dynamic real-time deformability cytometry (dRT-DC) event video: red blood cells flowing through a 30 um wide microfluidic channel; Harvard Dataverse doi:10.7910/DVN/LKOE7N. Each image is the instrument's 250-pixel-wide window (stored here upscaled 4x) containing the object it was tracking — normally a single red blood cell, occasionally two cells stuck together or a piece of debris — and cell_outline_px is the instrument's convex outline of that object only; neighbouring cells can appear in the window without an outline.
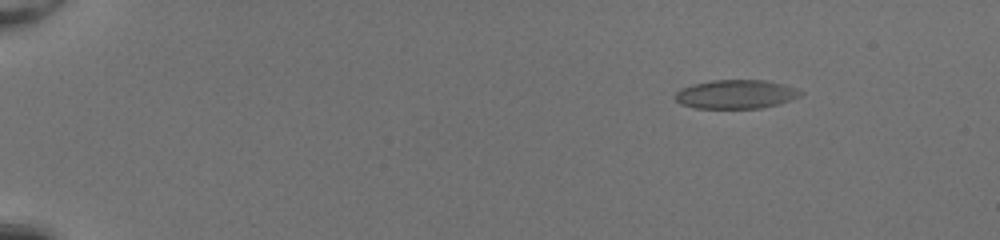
{"species": "common noctule bat (a hibernating species)", "species_latin": "Nyctalus noctula", "temperature_condition": "room temperature", "stored_images_in_passage": 53, "camera_frame_rate_fps": 3000, "um_per_image_px": 0.085, "animal": {"sex": "female", "body_mass_g": 20.0, "forearm_length_mm": 54.0}, "frame": {"image": 1, "passage_image": 8, "time_ms": 2.333, "image_size_px": [1000, 240], "cell_outline_px": [[804, 92], [800, 96], [792, 100], [780, 104], [760, 108], [696, 108], [680, 104], [672, 96], [680, 88], [692, 84], [712, 80], [768, 80], [784, 84], [796, 88]], "centroid_in_image_um": [62.55, 8.01], "position_along_channel_um": 22.4, "area_um2": 21.39}}
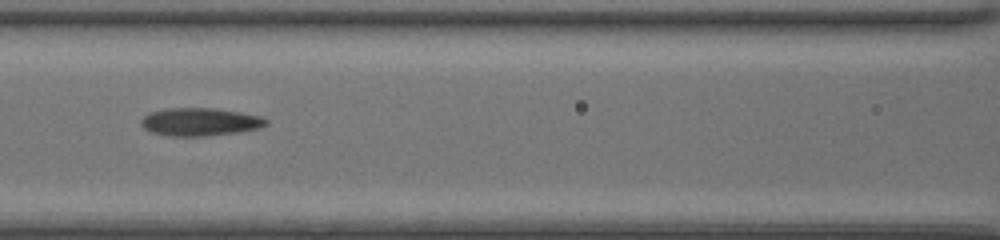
{"frame": {"image": 2, "passage_image": 27, "time_ms": 8.667, "image_size_px": [1000, 240], "cell_outline_px": [[268, 124], [260, 128], [240, 132], [204, 136], [168, 136], [152, 132], [144, 128], [140, 124], [140, 120], [148, 112], [168, 108], [212, 108], [240, 112], [260, 116], [268, 120]], "centroid_in_image_um": [16.99, 10.36], "position_along_channel_um": 149.6, "area_um2": 20.46}}
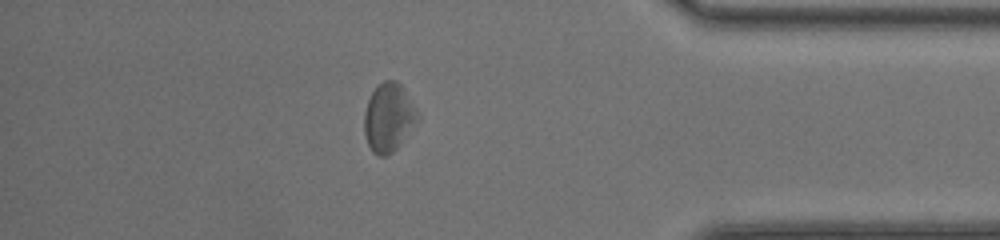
{"frame": {"image": 3, "passage_image": 47, "time_ms": 15.333, "image_size_px": [1000, 240], "cell_outline_px": [[420, 120], [400, 144], [388, 156], [380, 156], [372, 152], [368, 144], [364, 132], [364, 112], [368, 100], [372, 92], [384, 80], [396, 80], [404, 88], [420, 112]], "centroid_in_image_um": [33.07, 9.99], "position_along_channel_um": 402.1, "area_um2": 21.62}, "authors_computed_cell_mechanics": {"area_um2": 20.8658, "velocity_mm_per_s": 4.1227, "shape_relaxation_time_tau1_ms": null, "shape_relaxation_time_tau2_ms": 3.3811, "deformation_change_tau1": null, "deformation_change_tau2": 0.1165}}